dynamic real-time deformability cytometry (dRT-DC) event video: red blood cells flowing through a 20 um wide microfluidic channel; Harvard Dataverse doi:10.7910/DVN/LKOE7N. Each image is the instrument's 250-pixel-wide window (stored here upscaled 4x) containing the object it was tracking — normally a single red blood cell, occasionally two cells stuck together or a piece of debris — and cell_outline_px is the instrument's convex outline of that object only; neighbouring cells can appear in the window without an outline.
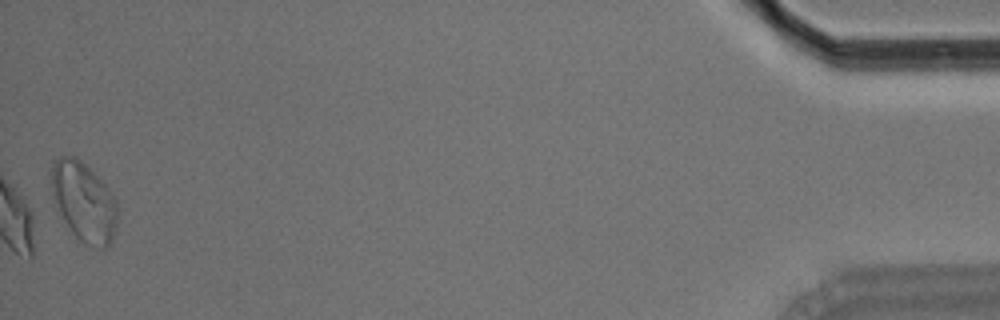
{"species": "Egyptian fruit bat (a non-hibernating species)", "species_latin": "Rousettus aegyptiacus", "temperature_condition": "room temperature", "stored_images_in_passage": 49, "camera_frame_rate_fps": 3000, "um_per_image_px": 0.085, "animal": {"sex": "male"}, "frame": {"image": 1, "passage_image": 49, "time_ms": 16.0, "image_size_px": [1000, 320], "cell_outline_px": [[116, 228], [108, 248], [100, 248], [76, 244], [52, 196], [48, 168], [52, 160], [60, 156], [76, 156], [104, 184], [116, 200]], "centroid_in_image_um": [7.06, 17.18], "position_along_channel_um": 428.1, "area_um2": 31.21}, "authors_computed_cell_mechanics": {"area_um2": 19.2474, "velocity_mm_per_s": 3.6511, "shape_relaxation_time_tau1_ms": 4.2457, "shape_relaxation_time_tau2_ms": 3.2502, "deformation_change_tau1": 0.1267, "deformation_change_tau2": 0.0845}}